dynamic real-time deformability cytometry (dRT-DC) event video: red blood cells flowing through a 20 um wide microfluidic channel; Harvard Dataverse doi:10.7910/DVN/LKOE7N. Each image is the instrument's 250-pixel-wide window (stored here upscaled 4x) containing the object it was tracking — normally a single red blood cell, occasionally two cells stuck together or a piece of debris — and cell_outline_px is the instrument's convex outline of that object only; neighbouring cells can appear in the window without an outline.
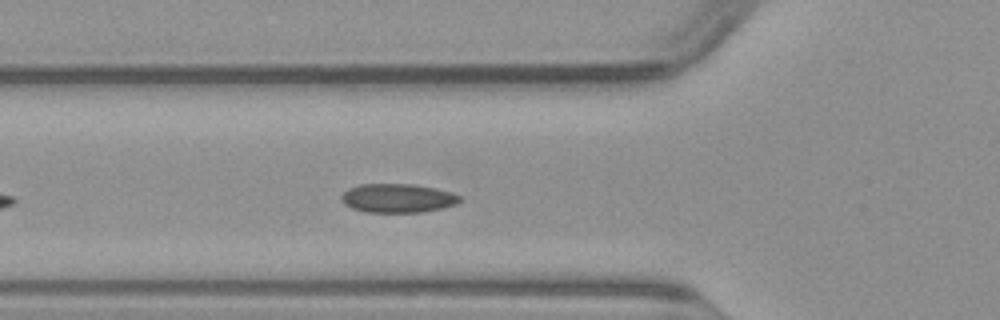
{"species": "common noctule bat (a hibernating species)", "species_latin": "Nyctalus noctula", "temperature_condition": "warm", "stored_images_in_passage": 35, "camera_frame_rate_fps": 3000, "um_per_image_px": 0.085, "animal": {"sex": "male", "body_mass_g": 23.1, "forearm_length_mm": 52.7}, "frame": {"image": 1, "passage_image": 7, "time_ms": 2.0, "image_size_px": [1000, 320], "cell_outline_px": [[460, 200], [456, 204], [444, 208], [420, 212], [364, 212], [352, 208], [344, 204], [340, 200], [340, 196], [348, 188], [360, 184], [416, 184], [436, 188], [452, 192], [460, 196]], "centroid_in_image_um": [33.79, 16.84], "position_along_channel_um": 92.0, "area_um2": 20.11}}
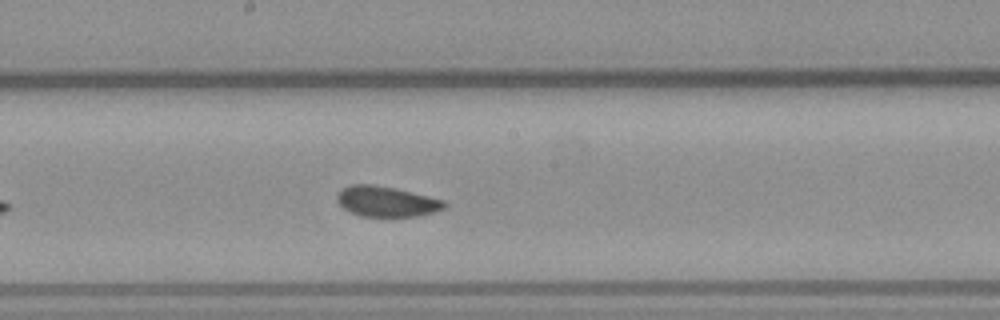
{"frame": {"image": 2, "passage_image": 16, "time_ms": 5.0, "image_size_px": [1000, 320], "cell_outline_px": [[448, 204], [444, 208], [436, 212], [420, 216], [360, 216], [344, 208], [336, 200], [336, 196], [340, 188], [348, 184], [372, 184], [396, 188], [444, 200]], "centroid_in_image_um": [32.84, 17.11], "position_along_channel_um": 215.4, "area_um2": 19.19}}
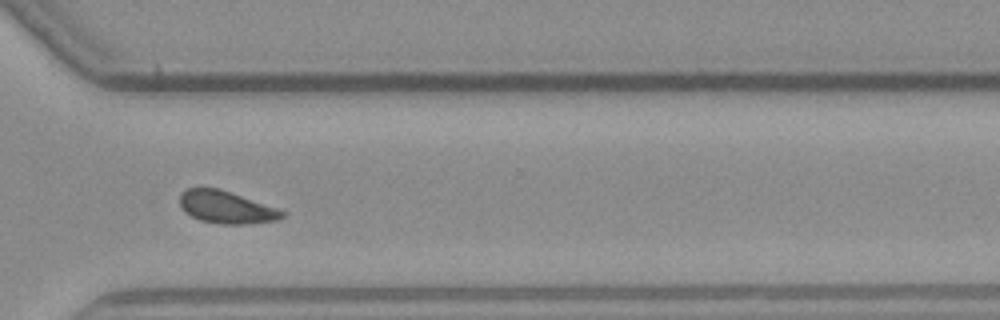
{"frame": {"image": 3, "passage_image": 26, "time_ms": 8.333, "image_size_px": [1000, 320], "cell_outline_px": [[288, 212], [284, 216], [276, 220], [248, 224], [220, 224], [200, 220], [184, 212], [180, 208], [180, 192], [184, 188], [220, 188]], "centroid_in_image_um": [19.2, 17.61], "position_along_channel_um": 351.4, "area_um2": 19.48}}